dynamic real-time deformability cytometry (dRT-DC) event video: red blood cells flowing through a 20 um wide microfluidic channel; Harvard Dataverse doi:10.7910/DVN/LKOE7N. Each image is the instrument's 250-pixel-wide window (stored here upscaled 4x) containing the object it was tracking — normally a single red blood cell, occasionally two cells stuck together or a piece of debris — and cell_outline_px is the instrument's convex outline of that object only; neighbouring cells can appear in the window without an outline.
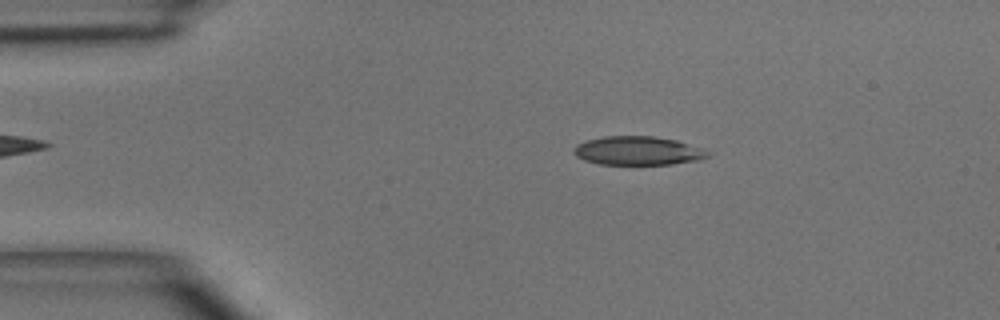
{"species": "common noctule bat (a hibernating species)", "species_latin": "Nyctalus noctula", "temperature_condition": "room temperature", "stored_images_in_passage": 3, "camera_frame_rate_fps": 3000, "um_per_image_px": 0.085, "animal": {"sex": "male", "body_mass_g": 15.6}, "frame": {"image": 1, "passage_image": 2, "time_ms": 1.0, "image_size_px": [1000, 320], "cell_outline_px": [[712, 156], [700, 160], [672, 164], [600, 164], [584, 160], [576, 156], [572, 152], [572, 148], [576, 144], [584, 140], [604, 136], [656, 136], [676, 140], [704, 148], [712, 152]], "centroid_in_image_um": [54.25, 12.81], "position_along_channel_um": 30.8, "area_um2": 22.89}}